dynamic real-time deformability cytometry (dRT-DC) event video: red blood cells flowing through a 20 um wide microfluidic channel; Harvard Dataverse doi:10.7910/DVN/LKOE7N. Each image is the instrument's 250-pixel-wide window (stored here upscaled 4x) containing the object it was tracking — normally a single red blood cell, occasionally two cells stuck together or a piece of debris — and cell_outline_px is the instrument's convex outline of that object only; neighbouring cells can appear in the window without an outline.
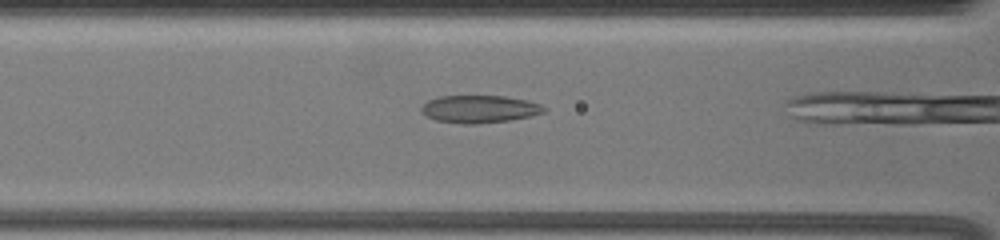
{"species": "common noctule bat (a hibernating species)", "species_latin": "Nyctalus noctula", "temperature_condition": "warm", "stored_images_in_passage": 8, "camera_frame_rate_fps": 3000, "um_per_image_px": 0.085, "animal": {"sex": "female", "body_mass_g": 19.5, "forearm_length_mm": 54.1}, "frame": {"image": 1, "passage_image": 3, "time_ms": 0.667, "image_size_px": [1000, 240], "cell_outline_px": [[544, 112], [528, 116], [508, 120], [476, 124], [464, 124], [436, 120], [428, 116], [420, 108], [428, 100], [440, 96], [504, 96], [528, 100], [540, 104], [544, 108]], "centroid_in_image_um": [40.74, 9.26], "position_along_channel_um": 125.9, "area_um2": 19.36}}
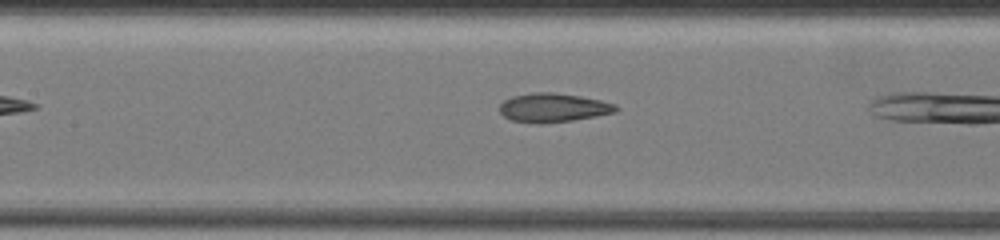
{"frame": {"image": 2, "passage_image": 6, "time_ms": 1.667, "image_size_px": [1000, 240], "cell_outline_px": [[620, 108], [616, 112], [596, 116], [572, 120], [540, 124], [512, 120], [504, 116], [500, 112], [500, 104], [504, 100], [512, 96], [536, 92], [552, 92], [580, 96], [600, 100], [616, 104]], "centroid_in_image_um": [47.04, 9.15], "position_along_channel_um": 160.4, "area_um2": 19.54}}